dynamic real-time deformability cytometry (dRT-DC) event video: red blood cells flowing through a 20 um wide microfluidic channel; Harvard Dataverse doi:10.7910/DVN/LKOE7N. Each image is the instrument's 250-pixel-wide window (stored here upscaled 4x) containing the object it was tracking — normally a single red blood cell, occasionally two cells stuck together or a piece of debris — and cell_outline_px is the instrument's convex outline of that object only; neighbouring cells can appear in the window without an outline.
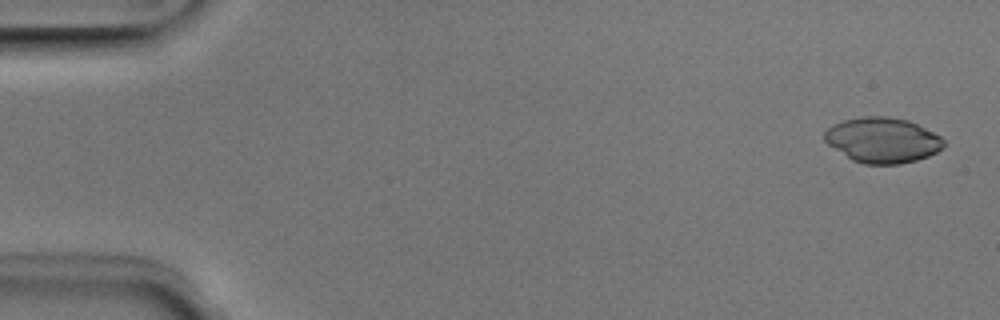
{"species": "Egyptian fruit bat (a non-hibernating species)", "species_latin": "Rousettus aegyptiacus", "temperature_condition": "room temperature", "stored_images_in_passage": 5, "camera_frame_rate_fps": 3000, "um_per_image_px": 0.085, "animal": {"sex": "male"}, "frame": {"image": 1, "passage_image": 1, "time_ms": 0.0, "image_size_px": [1000, 320], "cell_outline_px": [[944, 148], [928, 156], [916, 160], [900, 164], [864, 164], [852, 160], [828, 144], [824, 140], [824, 132], [832, 124], [844, 120], [860, 116], [888, 116], [908, 120], [940, 136], [944, 140]], "centroid_in_image_um": [75.0, 11.91], "position_along_channel_um": 10.0, "area_um2": 31.44}}